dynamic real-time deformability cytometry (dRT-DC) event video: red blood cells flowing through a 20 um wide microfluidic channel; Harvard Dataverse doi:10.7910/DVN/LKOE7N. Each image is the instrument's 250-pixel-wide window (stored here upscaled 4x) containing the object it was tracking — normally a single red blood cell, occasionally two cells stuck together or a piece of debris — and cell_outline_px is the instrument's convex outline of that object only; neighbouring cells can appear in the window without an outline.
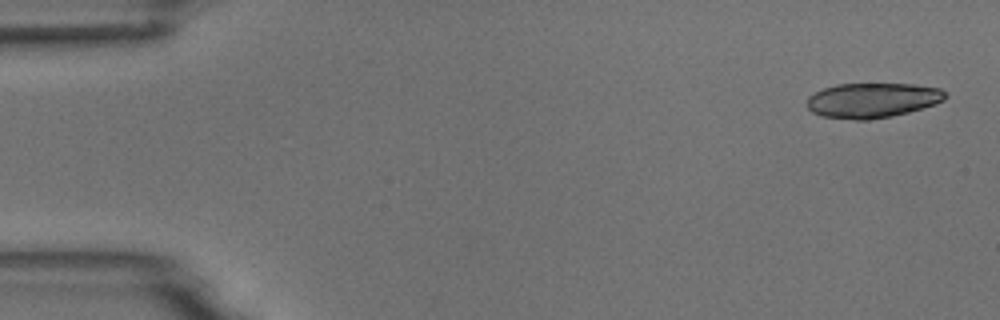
{"species": "common noctule bat (a hibernating species)", "species_latin": "Nyctalus noctula", "temperature_condition": "room temperature", "stored_images_in_passage": 8, "camera_frame_rate_fps": 3000, "um_per_image_px": 0.085, "animal": {"sex": "male", "body_mass_g": 18.8}, "frame": {"image": 1, "passage_image": 1, "time_ms": 0.0, "image_size_px": [1000, 320], "cell_outline_px": [[948, 96], [944, 100], [936, 104], [908, 112], [892, 116], [868, 120], [856, 120], [820, 116], [812, 112], [804, 104], [808, 96], [824, 88], [836, 84], [912, 84], [940, 88]], "centroid_in_image_um": [74.12, 8.53], "position_along_channel_um": 10.9, "area_um2": 28.32}}
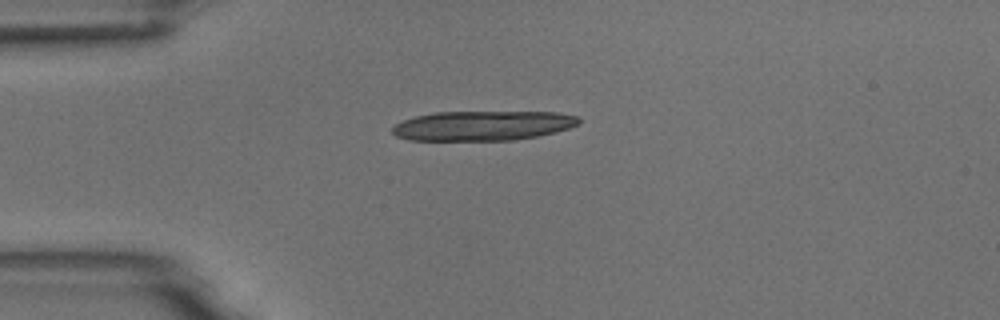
{"frame": {"image": 2, "passage_image": 4, "time_ms": 3.667, "image_size_px": [1000, 320], "cell_outline_px": [[580, 124], [556, 132], [536, 136], [512, 140], [408, 140], [396, 136], [392, 132], [392, 128], [396, 124], [404, 120], [416, 116], [436, 112], [556, 112], [580, 116]], "centroid_in_image_um": [41.06, 10.68], "position_along_channel_um": 43.9, "area_um2": 32.25}}